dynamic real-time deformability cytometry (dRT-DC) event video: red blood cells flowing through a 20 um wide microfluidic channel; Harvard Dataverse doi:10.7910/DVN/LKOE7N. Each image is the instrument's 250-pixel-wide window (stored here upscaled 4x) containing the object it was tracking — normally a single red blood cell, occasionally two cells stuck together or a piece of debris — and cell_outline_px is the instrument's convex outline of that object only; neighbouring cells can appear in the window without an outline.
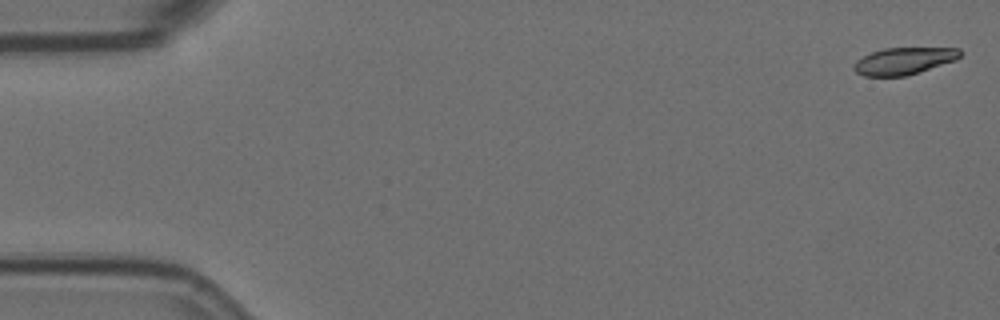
{"species": "Egyptian fruit bat (a non-hibernating species)", "species_latin": "Rousettus aegyptiacus", "temperature_condition": "room temperature", "stored_images_in_passage": 10, "camera_frame_rate_fps": 3000, "um_per_image_px": 0.085, "animal": {"sex": "female"}, "frame": {"image": 1, "passage_image": 1, "time_ms": 0.0, "image_size_px": [1000, 320], "cell_outline_px": [[960, 56], [956, 60], [908, 76], [864, 76], [856, 72], [852, 68], [856, 60], [872, 52], [884, 48], [960, 48]], "centroid_in_image_um": [76.82, 5.19], "position_along_channel_um": 8.2, "area_um2": 16.7}}
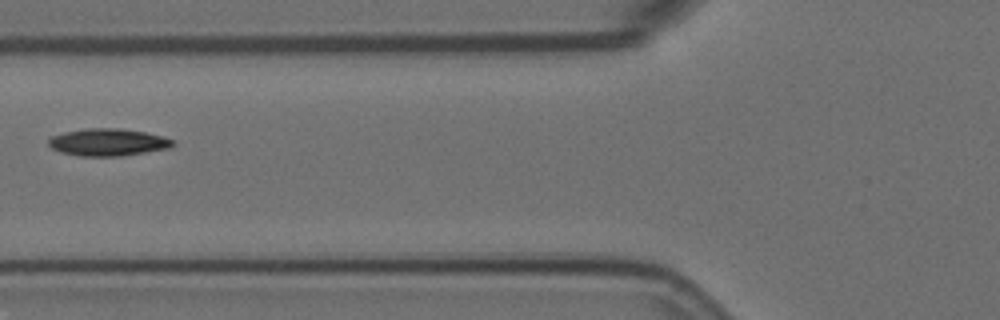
{"frame": {"image": 2, "passage_image": 7, "time_ms": 2.0, "image_size_px": [1000, 320], "cell_outline_px": [[176, 144], [168, 148], [120, 156], [80, 156], [60, 152], [52, 148], [48, 144], [48, 140], [52, 136], [64, 132], [84, 128], [120, 128], [144, 132], [176, 140]], "centroid_in_image_um": [9.16, 12.08], "position_along_channel_um": 116.6, "area_um2": 19.71}}
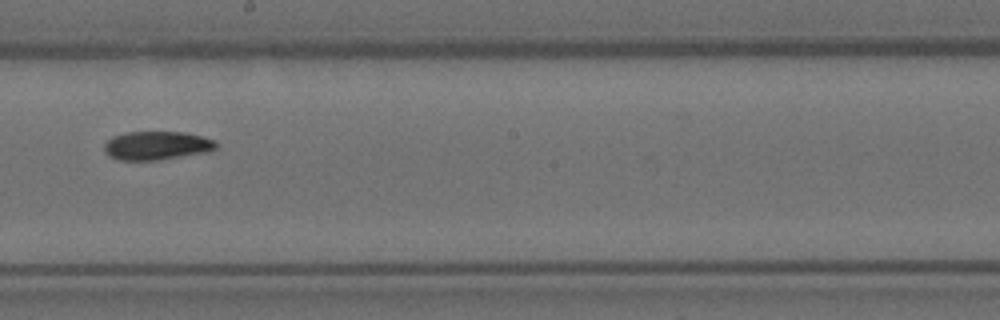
{"frame": {"image": 3, "passage_image": 10, "time_ms": 3.0, "image_size_px": [1000, 320], "cell_outline_px": [[216, 148], [208, 152], [160, 160], [120, 160], [108, 156], [104, 152], [104, 144], [112, 136], [128, 132], [184, 132], [216, 140]], "centroid_in_image_um": [13.31, 12.38], "position_along_channel_um": 234.9, "area_um2": 18.73}}